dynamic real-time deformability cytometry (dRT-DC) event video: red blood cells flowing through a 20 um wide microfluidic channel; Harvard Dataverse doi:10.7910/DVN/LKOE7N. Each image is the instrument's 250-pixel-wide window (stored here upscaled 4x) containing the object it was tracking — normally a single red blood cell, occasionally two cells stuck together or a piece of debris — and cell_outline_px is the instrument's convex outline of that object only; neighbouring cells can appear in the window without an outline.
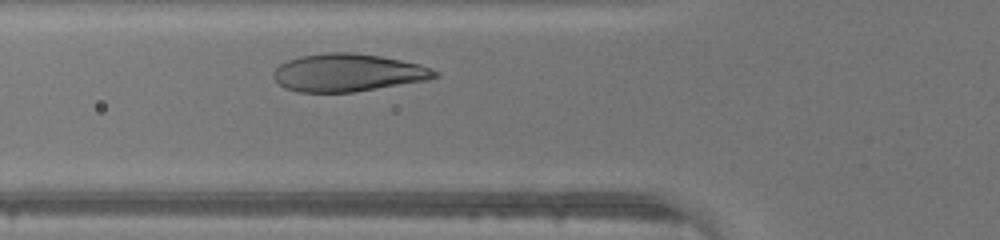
{"species": "human", "species_latin": "Homo sapiens", "temperature_condition": "warm", "stored_images_in_passage": 24, "camera_frame_rate_fps": 3000, "um_per_image_px": 0.085, "donor": {"sex": "male"}, "frame": {"image": 1, "passage_image": 5, "time_ms": 1.333, "image_size_px": [1000, 240], "cell_outline_px": [[440, 76], [428, 80], [352, 92], [296, 92], [284, 88], [272, 76], [272, 72], [280, 64], [288, 60], [300, 56], [328, 52], [352, 52], [380, 56], [420, 64], [440, 72]], "centroid_in_image_um": [29.57, 6.17], "position_along_channel_um": 96.2, "area_um2": 35.55}}
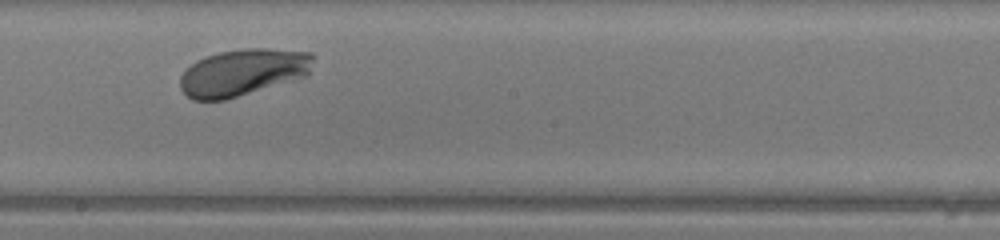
{"frame": {"image": 2, "passage_image": 14, "time_ms": 4.333, "image_size_px": [1000, 240], "cell_outline_px": [[312, 60], [308, 76], [224, 100], [192, 100], [180, 88], [180, 76], [196, 60], [204, 56], [220, 52], [244, 48], [264, 48], [312, 52]], "centroid_in_image_um": [20.64, 6.14], "position_along_channel_um": 227.6, "area_um2": 36.24}}
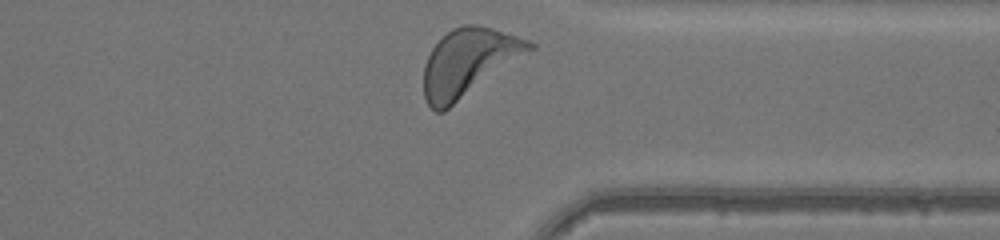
{"frame": {"image": 3, "passage_image": 24, "time_ms": 7.667, "image_size_px": [1000, 240], "cell_outline_px": [[536, 48], [444, 112], [436, 112], [428, 104], [424, 96], [424, 64], [432, 48], [452, 28], [464, 24], [476, 24], [492, 28], [528, 40], [536, 44]], "centroid_in_image_um": [39.84, 5.31], "position_along_channel_um": 371.6, "area_um2": 41.44}}